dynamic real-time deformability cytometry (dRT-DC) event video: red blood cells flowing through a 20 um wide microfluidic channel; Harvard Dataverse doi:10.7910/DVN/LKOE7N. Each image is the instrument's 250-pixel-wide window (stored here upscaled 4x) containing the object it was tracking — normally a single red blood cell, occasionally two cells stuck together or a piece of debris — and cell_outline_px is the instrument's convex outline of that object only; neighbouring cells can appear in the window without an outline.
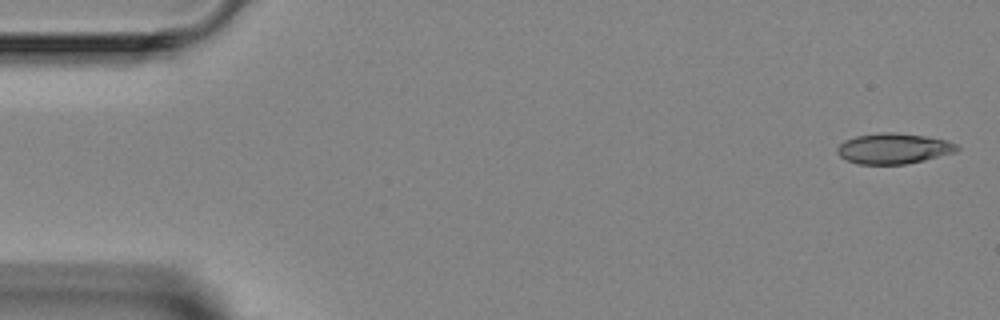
{"species": "Egyptian fruit bat (a non-hibernating species)", "species_latin": "Rousettus aegyptiacus", "temperature_condition": "room temperature", "stored_images_in_passage": 5, "camera_frame_rate_fps": 3000, "um_per_image_px": 0.085, "animal": {"sex": "female"}, "frame": {"image": 1, "passage_image": 1, "time_ms": 0.0, "image_size_px": [1000, 320], "cell_outline_px": [[960, 148], [956, 152], [908, 164], [856, 164], [844, 160], [836, 152], [836, 148], [844, 140], [856, 136], [880, 132], [896, 132], [924, 136], [948, 140], [956, 144]], "centroid_in_image_um": [75.93, 12.62], "position_along_channel_um": 9.1, "area_um2": 21.56}}
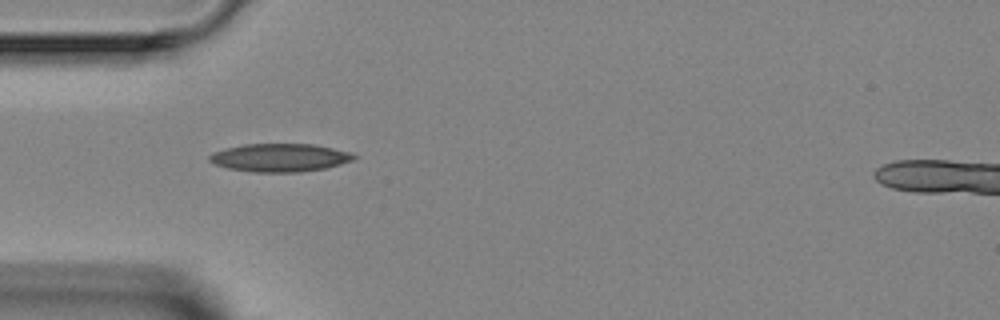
{"frame": {"image": 2, "passage_image": 4, "time_ms": 4.333, "image_size_px": [1000, 320], "cell_outline_px": [[356, 160], [324, 168], [300, 172], [256, 172], [228, 168], [216, 164], [208, 160], [208, 156], [212, 152], [224, 148], [244, 144], [312, 144], [352, 152], [356, 156]], "centroid_in_image_um": [23.79, 13.39], "position_along_channel_um": 61.2, "area_um2": 23.7}}
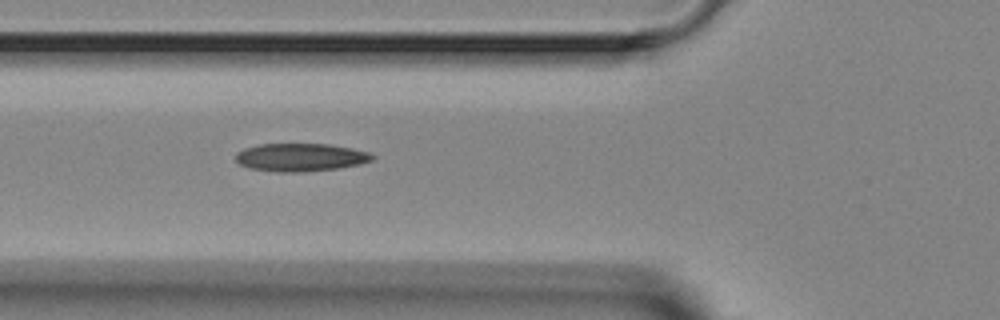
{"frame": {"image": 3, "passage_image": 5, "time_ms": 5.333, "image_size_px": [1000, 320], "cell_outline_px": [[376, 156], [372, 160], [360, 164], [340, 168], [300, 172], [276, 172], [252, 168], [240, 164], [236, 160], [236, 152], [244, 148], [260, 144], [328, 144], [352, 148], [368, 152]], "centroid_in_image_um": [25.56, 13.37], "position_along_channel_um": 100.2, "area_um2": 22.25}}